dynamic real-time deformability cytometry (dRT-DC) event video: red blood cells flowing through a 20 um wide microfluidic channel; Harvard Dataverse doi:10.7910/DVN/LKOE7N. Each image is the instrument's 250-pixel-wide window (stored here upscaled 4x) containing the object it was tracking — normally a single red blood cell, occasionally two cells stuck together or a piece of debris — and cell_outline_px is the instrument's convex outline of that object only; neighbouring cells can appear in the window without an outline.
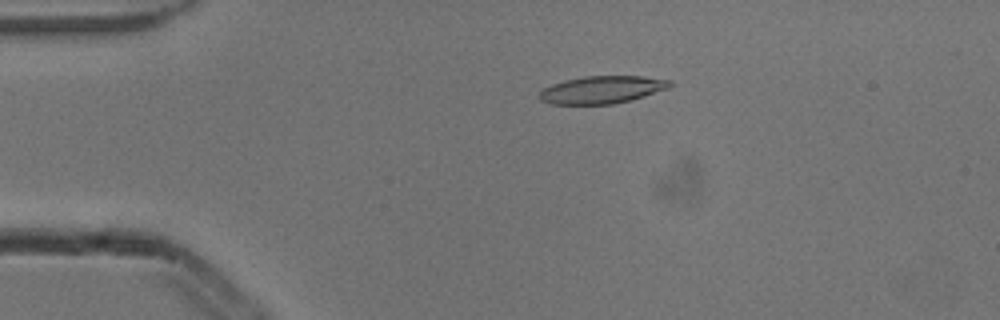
{"species": "common noctule bat (a hibernating species)", "species_latin": "Nyctalus noctula", "temperature_condition": "cold", "stored_images_in_passage": 4, "camera_frame_rate_fps": 3000, "um_per_image_px": 0.085, "animal": {"sex": "male", "body_mass_g": 13.3}, "frame": {"image": 1, "passage_image": 3, "time_ms": 0.667, "image_size_px": [1000, 320], "cell_outline_px": [[672, 84], [668, 88], [644, 96], [612, 104], [552, 104], [540, 100], [536, 96], [544, 88], [552, 84], [564, 80], [584, 76], [644, 76], [672, 80]], "centroid_in_image_um": [51.14, 7.62], "position_along_channel_um": 33.9, "area_um2": 20.92}}